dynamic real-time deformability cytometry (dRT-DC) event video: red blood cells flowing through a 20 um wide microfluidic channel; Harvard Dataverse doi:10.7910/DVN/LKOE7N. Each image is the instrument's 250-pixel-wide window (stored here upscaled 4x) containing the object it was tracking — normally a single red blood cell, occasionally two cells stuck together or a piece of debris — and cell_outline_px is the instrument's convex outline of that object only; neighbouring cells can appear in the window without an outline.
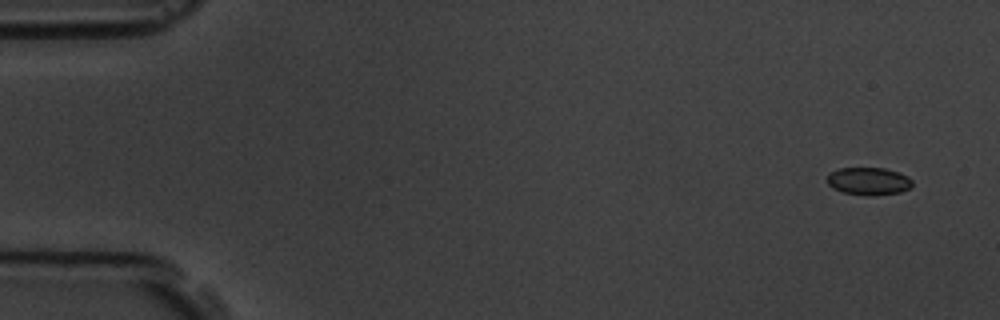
{"species": "common noctule bat (a hibernating species)", "species_latin": "Nyctalus noctula", "temperature_condition": "room temperature", "stored_images_in_passage": 6, "camera_frame_rate_fps": 3000, "um_per_image_px": 0.085, "animal": {"sex": "male", "body_mass_g": 19.5, "forearm_length_mm": 54.6}, "frame": {"image": 1, "passage_image": 2, "time_ms": 1.0, "image_size_px": [1000, 320], "cell_outline_px": [[912, 184], [908, 188], [900, 192], [876, 196], [864, 196], [844, 192], [832, 188], [828, 184], [828, 172], [840, 168], [884, 168], [908, 176], [912, 180]], "centroid_in_image_um": [73.81, 15.41], "position_along_channel_um": 11.2, "area_um2": 13.76}}
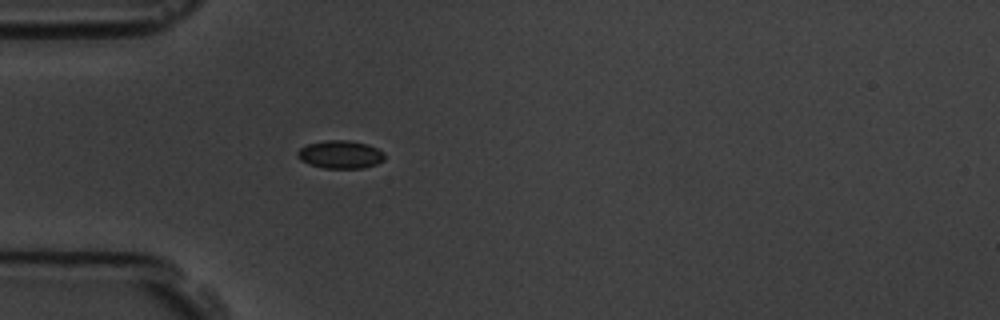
{"frame": {"image": 2, "passage_image": 6, "time_ms": 5.667, "image_size_px": [1000, 320], "cell_outline_px": [[384, 160], [376, 164], [364, 168], [324, 168], [308, 164], [300, 160], [296, 156], [296, 152], [300, 148], [308, 144], [324, 140], [348, 140], [368, 144], [384, 152]], "centroid_in_image_um": [28.91, 13.13], "position_along_channel_um": 56.1, "area_um2": 14.33}}